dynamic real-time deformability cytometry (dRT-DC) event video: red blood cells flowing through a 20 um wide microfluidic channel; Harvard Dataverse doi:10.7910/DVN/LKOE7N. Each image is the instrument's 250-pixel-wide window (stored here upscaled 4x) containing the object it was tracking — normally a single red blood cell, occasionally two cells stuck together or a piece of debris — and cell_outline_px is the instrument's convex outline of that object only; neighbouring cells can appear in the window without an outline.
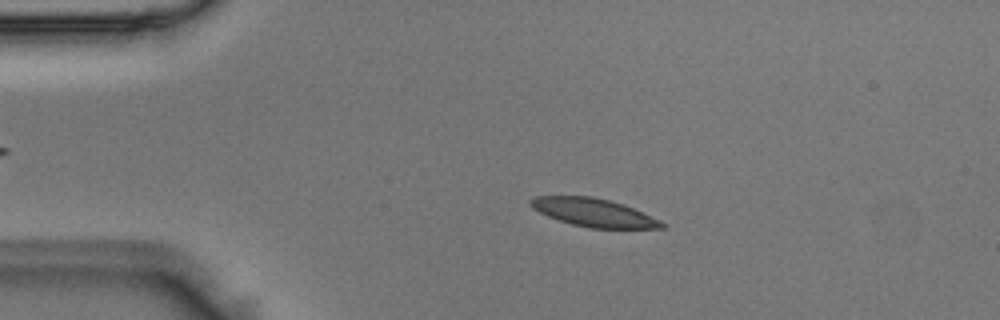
{"species": "Egyptian fruit bat (a non-hibernating species)", "species_latin": "Rousettus aegyptiacus", "temperature_condition": "room temperature", "stored_images_in_passage": 4, "camera_frame_rate_fps": 3000, "um_per_image_px": 0.085, "animal": {"sex": "male"}, "frame": {"image": 1, "passage_image": 3, "time_ms": 0.667, "image_size_px": [1000, 320], "cell_outline_px": [[664, 228], [588, 228], [572, 224], [548, 216], [532, 208], [528, 204], [528, 200], [536, 196], [592, 196], [624, 204], [660, 220], [664, 224]], "centroid_in_image_um": [50.43, 18.06], "position_along_channel_um": 34.6, "area_um2": 21.39}}